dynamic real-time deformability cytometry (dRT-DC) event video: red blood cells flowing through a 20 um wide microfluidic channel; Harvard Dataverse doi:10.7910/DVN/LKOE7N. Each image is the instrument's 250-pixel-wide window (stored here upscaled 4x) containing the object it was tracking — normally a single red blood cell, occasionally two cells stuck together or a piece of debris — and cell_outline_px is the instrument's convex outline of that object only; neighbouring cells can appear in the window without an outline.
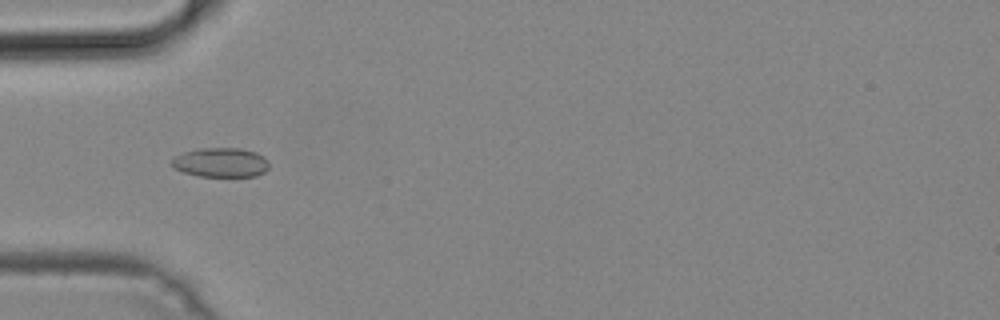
{"species": "common noctule bat (a hibernating species)", "species_latin": "Nyctalus noctula", "temperature_condition": "cold", "stored_images_in_passage": 36, "camera_frame_rate_fps": 3000, "um_per_image_px": 0.085, "animal": {"sex": "male", "body_mass_g": 19.2, "forearm_length_mm": 51.8}, "frame": {"image": 1, "passage_image": 2, "time_ms": 0.333, "image_size_px": [1000, 320], "cell_outline_px": [[268, 168], [264, 172], [256, 176], [196, 176], [172, 168], [172, 156], [196, 148], [240, 148], [256, 152], [264, 156], [268, 160]], "centroid_in_image_um": [18.74, 13.8], "position_along_channel_um": 66.3, "area_um2": 16.88}}
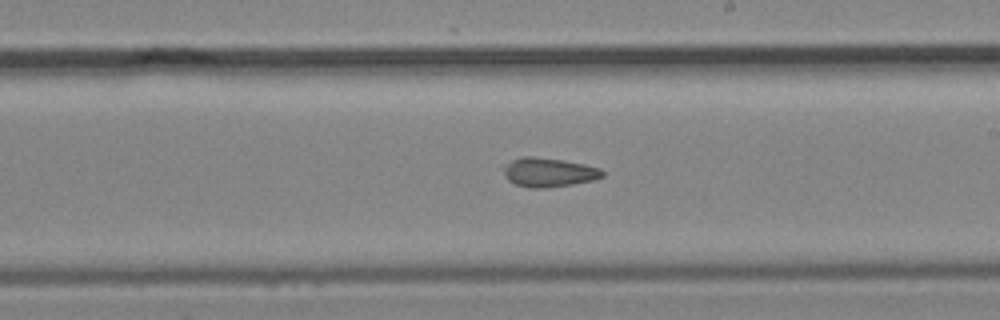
{"frame": {"image": 2, "passage_image": 15, "time_ms": 4.667, "image_size_px": [1000, 320], "cell_outline_px": [[604, 176], [592, 180], [572, 184], [544, 188], [528, 188], [516, 184], [508, 180], [504, 176], [500, 164], [520, 156], [532, 156], [564, 160], [584, 164], [600, 168], [604, 172]], "centroid_in_image_um": [46.55, 14.63], "position_along_channel_um": 242.4, "area_um2": 17.11}}
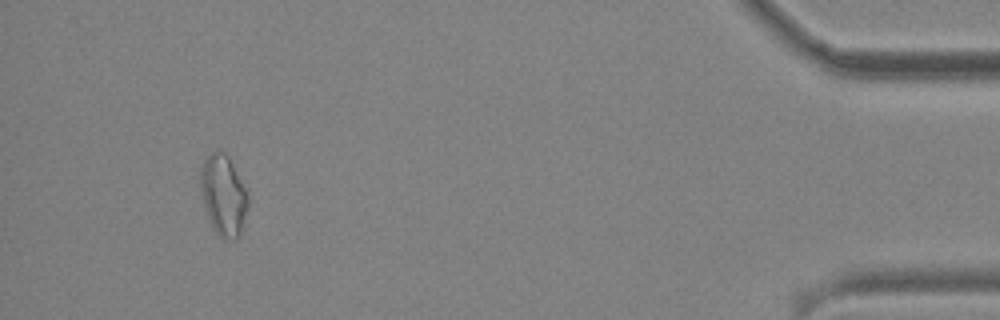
{"frame": {"image": 3, "passage_image": 33, "time_ms": 10.667, "image_size_px": [1000, 320], "cell_outline_px": [[248, 208], [240, 236], [232, 240], [228, 240], [220, 236], [212, 228], [208, 220], [200, 188], [200, 168], [204, 160], [212, 152], [224, 152], [228, 156], [248, 196]], "centroid_in_image_um": [18.98, 16.64], "position_along_channel_um": 416.2, "area_um2": 22.14}}